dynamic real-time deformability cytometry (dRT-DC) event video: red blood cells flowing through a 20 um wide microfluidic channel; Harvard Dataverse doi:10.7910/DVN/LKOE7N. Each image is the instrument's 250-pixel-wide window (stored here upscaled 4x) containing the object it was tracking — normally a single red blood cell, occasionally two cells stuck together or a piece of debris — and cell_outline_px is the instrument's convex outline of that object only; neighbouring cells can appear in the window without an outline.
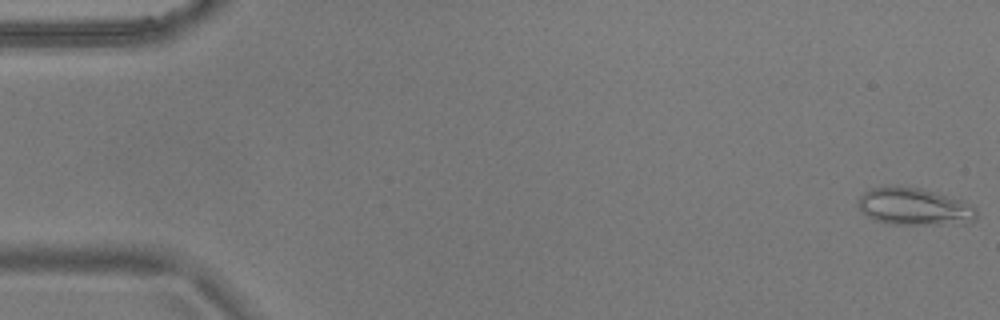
{"species": "common noctule bat (a hibernating species)", "species_latin": "Nyctalus noctula", "temperature_condition": "warm", "stored_images_in_passage": 55, "camera_frame_rate_fps": 3000, "um_per_image_px": 0.085, "animal": {"sex": "male", "body_mass_g": 17.9}, "frame": {"image": 1, "passage_image": 1, "time_ms": 0.0, "image_size_px": [1000, 320], "cell_outline_px": [[976, 220], [968, 224], [892, 224], [876, 220], [860, 212], [856, 204], [860, 196], [864, 192], [872, 188], [920, 188], [964, 200], [976, 208]], "centroid_in_image_um": [77.76, 17.6], "position_along_channel_um": 7.2, "area_um2": 25.55}}
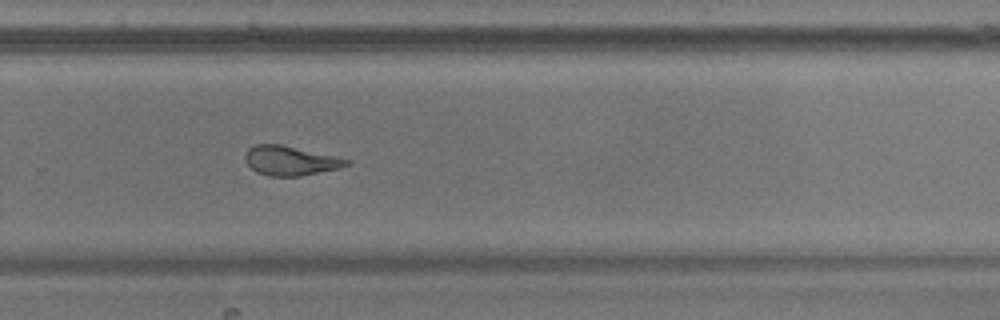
{"frame": {"image": 2, "passage_image": 37, "time_ms": 12.0, "image_size_px": [1000, 320], "cell_outline_px": [[352, 160], [348, 164], [340, 168], [300, 176], [268, 176], [256, 172], [244, 160], [244, 156], [248, 148], [256, 144], [280, 144], [336, 156]], "centroid_in_image_um": [24.66, 13.65], "position_along_channel_um": 305.1, "area_um2": 17.4}}
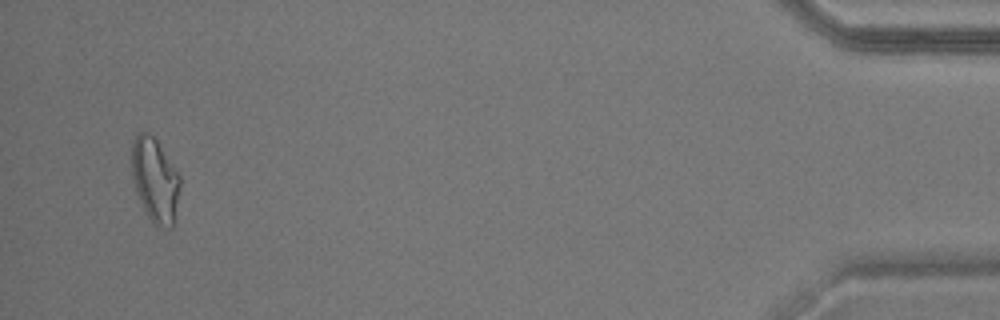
{"frame": {"image": 3, "passage_image": 53, "time_ms": 17.333, "image_size_px": [1000, 320], "cell_outline_px": [[180, 188], [172, 228], [168, 228], [156, 224], [144, 212], [136, 192], [132, 176], [132, 140], [136, 132], [144, 128], [156, 140], [180, 176]], "centroid_in_image_um": [13.15, 15.25], "position_along_channel_um": 422.1, "area_um2": 23.64}, "authors_computed_cell_mechanics": {"area_um2": 19.5364, "velocity_mm_per_s": 3.6683, "shape_relaxation_time_tau1_ms": 10.4882, "shape_relaxation_time_tau2_ms": 2.1394, "deformation_change_tau1": 0.2676, "deformation_change_tau2": 0.1101}}